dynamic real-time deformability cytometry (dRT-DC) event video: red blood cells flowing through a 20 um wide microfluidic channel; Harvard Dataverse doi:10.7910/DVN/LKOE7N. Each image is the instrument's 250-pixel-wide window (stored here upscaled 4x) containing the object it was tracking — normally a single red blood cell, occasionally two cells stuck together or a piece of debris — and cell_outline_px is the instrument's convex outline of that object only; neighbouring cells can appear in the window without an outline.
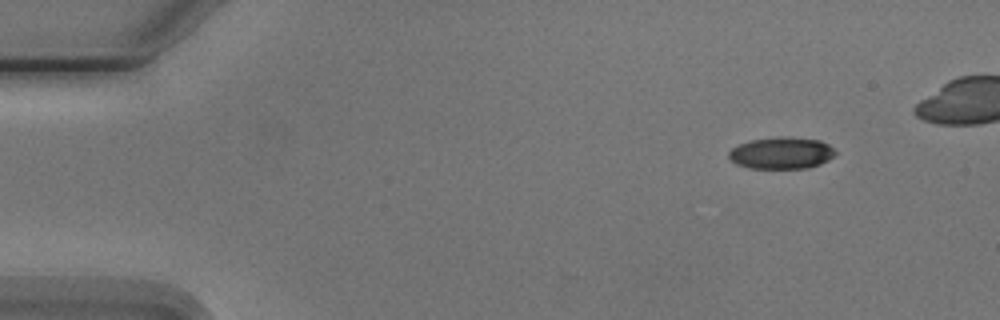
{"species": "Egyptian fruit bat (a non-hibernating species)", "species_latin": "Rousettus aegyptiacus", "temperature_condition": "cold", "stored_images_in_passage": 4, "camera_frame_rate_fps": 3000, "um_per_image_px": 0.085, "animal": {"sex": "male"}, "frame": {"image": 1, "passage_image": 1, "time_ms": 0.0, "image_size_px": [1000, 320], "cell_outline_px": [[836, 152], [828, 160], [820, 164], [808, 168], [748, 168], [736, 164], [728, 160], [728, 152], [732, 148], [740, 144], [752, 140], [780, 136], [784, 136], [820, 140], [828, 144]], "centroid_in_image_um": [66.39, 13.01], "position_along_channel_um": 18.6, "area_um2": 19.77}}